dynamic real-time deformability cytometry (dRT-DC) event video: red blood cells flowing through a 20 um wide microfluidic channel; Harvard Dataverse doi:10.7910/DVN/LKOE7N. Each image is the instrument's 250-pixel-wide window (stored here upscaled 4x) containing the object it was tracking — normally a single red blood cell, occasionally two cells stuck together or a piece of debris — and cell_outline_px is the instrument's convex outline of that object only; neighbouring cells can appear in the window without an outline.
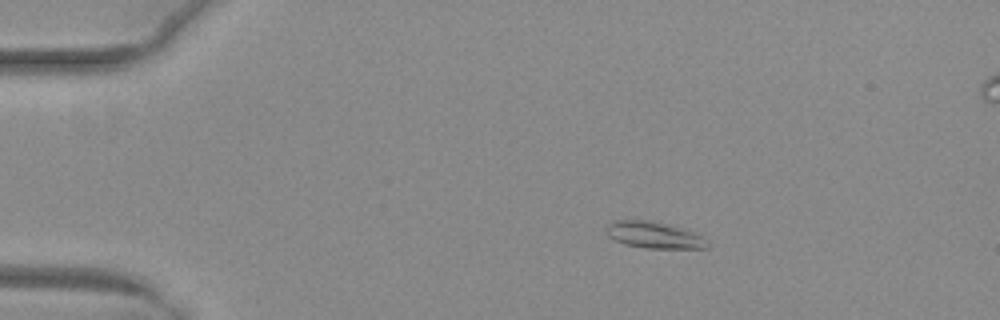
{"species": "common noctule bat (a hibernating species)", "species_latin": "Nyctalus noctula", "temperature_condition": "warm", "stored_images_in_passage": 44, "camera_frame_rate_fps": 3000, "um_per_image_px": 0.085, "animal": {"sex": "female", "body_mass_g": 29.2, "forearm_length_mm": 56.3}, "frame": {"image": 1, "passage_image": 2, "time_ms": 0.333, "image_size_px": [1000, 320], "cell_outline_px": [[712, 244], [708, 248], [644, 248], [624, 244], [608, 236], [604, 228], [608, 224], [616, 220], [648, 220], [668, 224], [692, 232], [708, 240]], "centroid_in_image_um": [55.59, 19.98], "position_along_channel_um": 29.4, "area_um2": 15.66}}
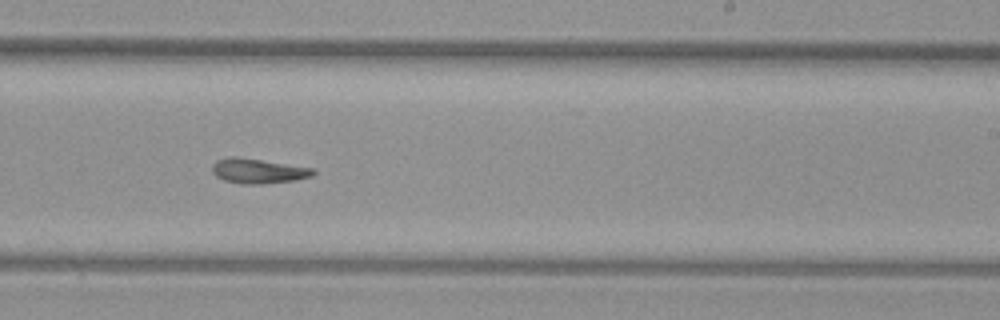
{"frame": {"image": 2, "passage_image": 25, "time_ms": 8.0, "image_size_px": [1000, 320], "cell_outline_px": [[316, 172], [312, 176], [296, 180], [260, 184], [240, 184], [224, 180], [216, 176], [212, 172], [212, 164], [216, 160], [228, 156], [236, 156], [316, 168]], "centroid_in_image_um": [21.94, 14.52], "position_along_channel_um": 267.1, "area_um2": 14.85}}
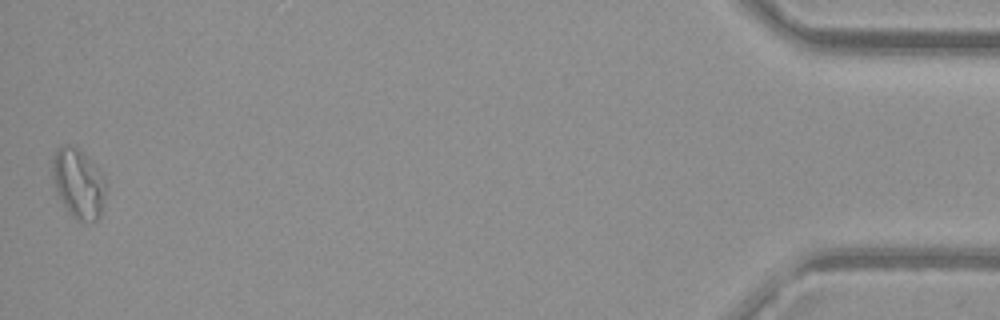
{"frame": {"image": 3, "passage_image": 44, "time_ms": 14.333, "image_size_px": [1000, 320], "cell_outline_px": [[104, 196], [100, 216], [96, 220], [76, 220], [68, 212], [56, 192], [52, 176], [52, 156], [56, 148], [64, 144], [68, 144], [80, 148], [104, 176]], "centroid_in_image_um": [6.62, 15.54], "position_along_channel_um": 428.6, "area_um2": 21.62}}